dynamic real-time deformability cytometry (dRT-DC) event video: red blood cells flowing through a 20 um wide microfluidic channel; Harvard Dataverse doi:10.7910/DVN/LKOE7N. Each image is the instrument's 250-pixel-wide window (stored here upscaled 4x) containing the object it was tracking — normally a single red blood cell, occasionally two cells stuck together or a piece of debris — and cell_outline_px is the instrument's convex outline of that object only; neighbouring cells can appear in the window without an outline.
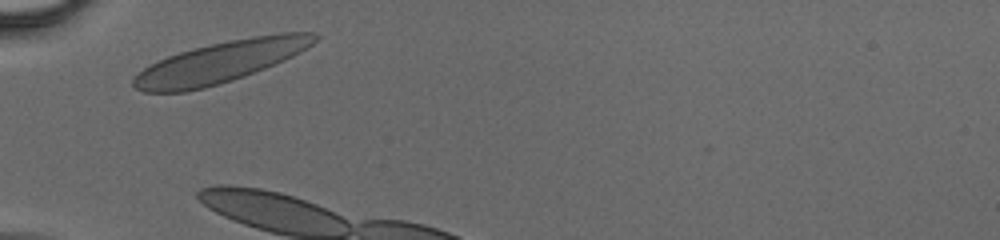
{"species": "human", "species_latin": "Homo sapiens", "temperature_condition": "cold", "stored_images_in_passage": 5, "camera_frame_rate_fps": 3000, "um_per_image_px": 0.085, "donor": {"sex": "male"}, "frame": {"image": 1, "passage_image": 1, "time_ms": 0.0, "image_size_px": [1000, 240], "cell_outline_px": [[320, 36], [312, 44], [292, 56], [284, 60], [244, 76], [232, 80], [204, 88], [184, 92], [144, 92], [136, 88], [132, 84], [132, 80], [144, 68], [168, 56], [180, 52], [212, 44], [252, 36], [280, 32], [312, 32]], "centroid_in_image_um": [18.75, 5.27], "position_along_channel_um": 66.3, "area_um2": 42.83}}